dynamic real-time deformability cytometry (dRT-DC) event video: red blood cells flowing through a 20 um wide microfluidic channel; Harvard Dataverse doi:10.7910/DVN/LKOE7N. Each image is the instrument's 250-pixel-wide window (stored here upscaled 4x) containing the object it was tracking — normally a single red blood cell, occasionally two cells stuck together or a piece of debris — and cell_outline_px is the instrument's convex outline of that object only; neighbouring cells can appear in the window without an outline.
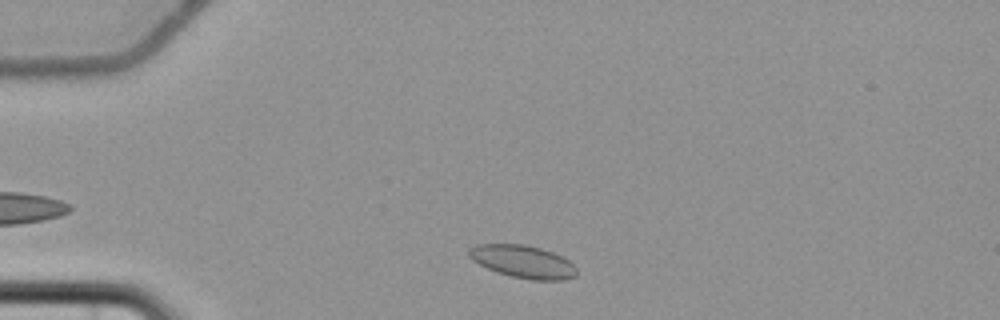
{"species": "common noctule bat (a hibernating species)", "species_latin": "Nyctalus noctula", "temperature_condition": "cold", "stored_images_in_passage": 2, "camera_frame_rate_fps": 3000, "um_per_image_px": 0.085, "animal": {"sex": "female", "body_mass_g": 22.7, "forearm_length_mm": 54.2}, "frame": {"image": 1, "passage_image": 2, "time_ms": 2.0, "image_size_px": [1000, 320], "cell_outline_px": [[576, 276], [564, 280], [532, 280], [512, 276], [496, 272], [472, 260], [468, 256], [468, 248], [476, 244], [524, 244], [540, 248], [552, 252], [568, 260], [576, 268]], "centroid_in_image_um": [44.42, 22.23], "position_along_channel_um": 40.6, "area_um2": 20.46}}